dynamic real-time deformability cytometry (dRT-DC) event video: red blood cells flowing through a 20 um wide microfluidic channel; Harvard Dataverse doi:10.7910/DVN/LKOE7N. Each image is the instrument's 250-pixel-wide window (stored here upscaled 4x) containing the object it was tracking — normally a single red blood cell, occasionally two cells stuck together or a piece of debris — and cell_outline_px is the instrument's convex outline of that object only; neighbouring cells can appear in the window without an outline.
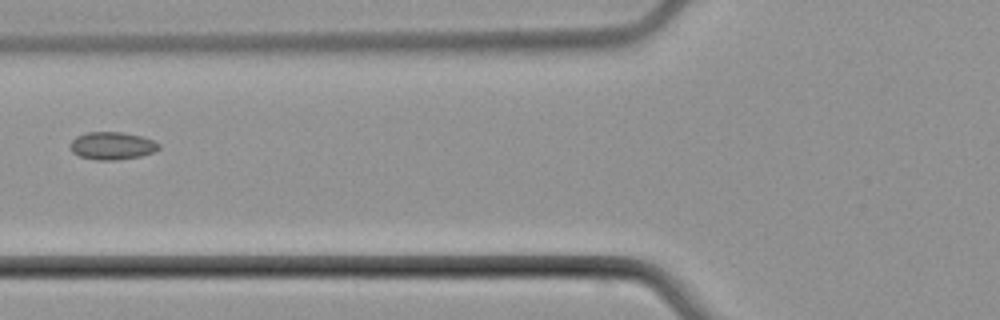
{"species": "common noctule bat (a hibernating species)", "species_latin": "Nyctalus noctula", "temperature_condition": "cold", "stored_images_in_passage": 4, "camera_frame_rate_fps": 3000, "um_per_image_px": 0.085, "animal": {"sex": "male", "body_mass_g": 21.5, "forearm_length_mm": 52.0}, "frame": {"image": 1, "passage_image": 4, "time_ms": 4.333, "image_size_px": [1000, 320], "cell_outline_px": [[160, 148], [152, 152], [140, 156], [116, 160], [96, 160], [80, 156], [72, 152], [68, 144], [76, 136], [88, 132], [120, 132], [140, 136], [152, 140], [160, 144]], "centroid_in_image_um": [9.49, 12.39], "position_along_channel_um": 116.3, "area_um2": 14.22}}